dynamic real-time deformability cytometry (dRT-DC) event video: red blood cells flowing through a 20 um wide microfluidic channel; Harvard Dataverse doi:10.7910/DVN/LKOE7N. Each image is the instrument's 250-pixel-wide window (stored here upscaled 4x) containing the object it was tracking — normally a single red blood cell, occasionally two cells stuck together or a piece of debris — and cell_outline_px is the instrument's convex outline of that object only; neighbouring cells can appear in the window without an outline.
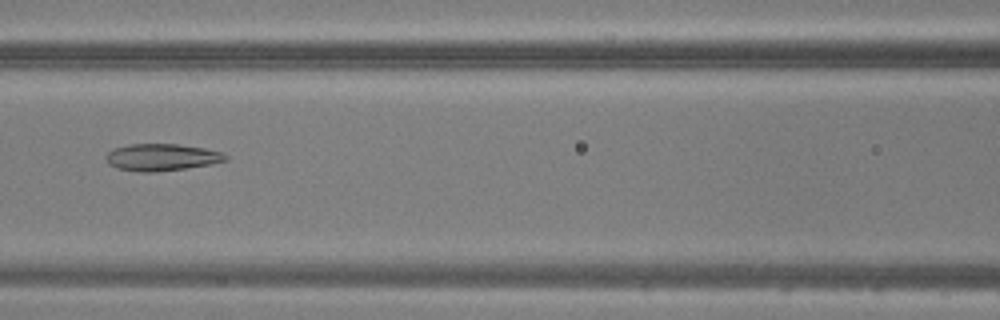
{"species": "common noctule bat (a hibernating species)", "species_latin": "Nyctalus noctula", "temperature_condition": "warm", "stored_images_in_passage": 44, "camera_frame_rate_fps": 3000, "um_per_image_px": 0.085, "animal": {"sex": "male", "body_mass_g": 20.5, "forearm_length_mm": 52.5}, "frame": {"image": 1, "passage_image": 20, "time_ms": 6.333, "image_size_px": [1000, 320], "cell_outline_px": [[228, 160], [208, 164], [184, 168], [156, 172], [140, 172], [116, 168], [108, 164], [108, 152], [112, 148], [128, 144], [176, 144], [204, 148], [220, 152], [228, 156]], "centroid_in_image_um": [13.71, 13.36], "position_along_channel_um": 152.9, "area_um2": 18.61}}
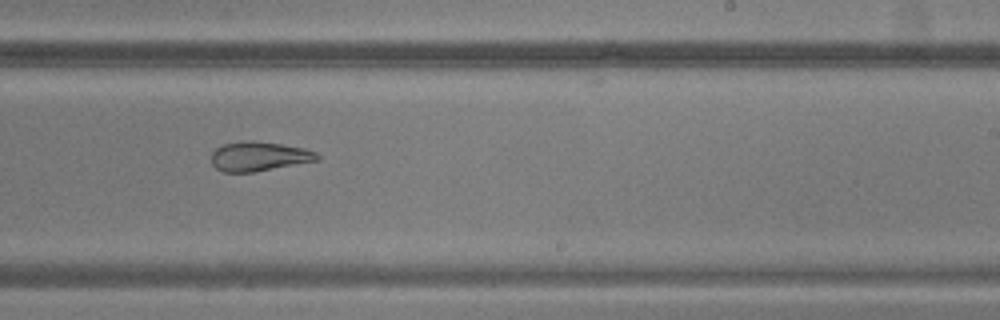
{"frame": {"image": 2, "passage_image": 28, "time_ms": 9.0, "image_size_px": [1000, 320], "cell_outline_px": [[320, 160], [252, 172], [224, 172], [216, 168], [212, 164], [212, 152], [216, 148], [224, 144], [240, 140], [252, 140], [280, 144], [304, 148], [316, 152], [320, 156]], "centroid_in_image_um": [22.01, 13.28], "position_along_channel_um": 267.0, "area_um2": 18.15}}
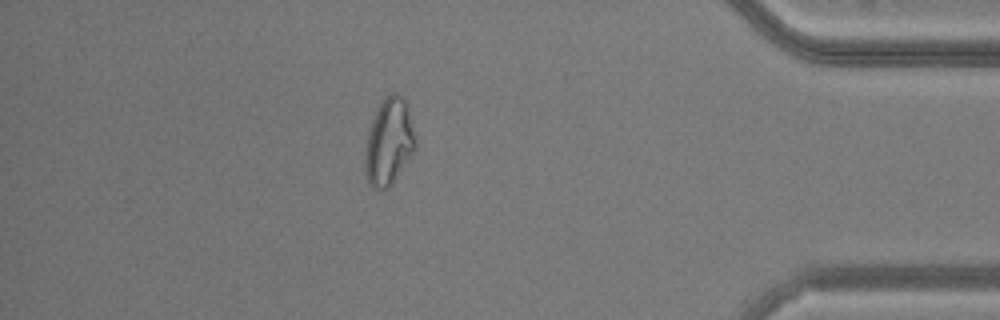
{"frame": {"image": 3, "passage_image": 40, "time_ms": 13.0, "image_size_px": [1000, 320], "cell_outline_px": [[416, 152], [392, 184], [388, 188], [380, 192], [372, 188], [368, 180], [364, 168], [364, 152], [368, 132], [372, 120], [384, 96], [388, 92], [396, 92], [404, 96], [408, 104], [416, 144]], "centroid_in_image_um": [33.07, 12.07], "position_along_channel_um": 402.1, "area_um2": 26.18}}